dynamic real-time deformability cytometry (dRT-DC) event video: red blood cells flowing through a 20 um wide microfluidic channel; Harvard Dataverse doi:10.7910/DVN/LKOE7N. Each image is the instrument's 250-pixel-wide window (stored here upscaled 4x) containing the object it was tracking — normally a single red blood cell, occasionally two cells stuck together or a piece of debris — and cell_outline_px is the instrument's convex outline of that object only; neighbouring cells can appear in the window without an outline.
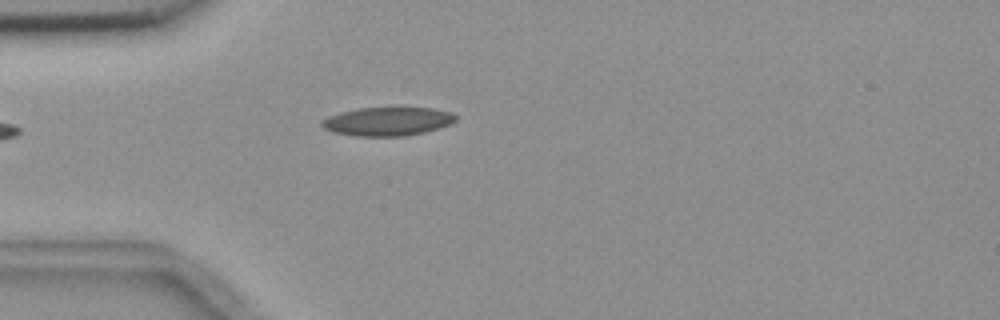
{"species": "common noctule bat (a hibernating species)", "species_latin": "Nyctalus noctula", "temperature_condition": "room temperature", "stored_images_in_passage": 2, "camera_frame_rate_fps": 3000, "um_per_image_px": 0.085, "animal": {"sex": "female", "body_mass_g": 18.4}, "frame": {"image": 1, "passage_image": 2, "time_ms": 1.0, "image_size_px": [1000, 320], "cell_outline_px": [[456, 120], [452, 124], [440, 128], [424, 132], [404, 136], [356, 136], [332, 132], [324, 128], [320, 124], [324, 120], [340, 112], [360, 108], [432, 108], [452, 112], [456, 116]], "centroid_in_image_um": [32.99, 10.33], "position_along_channel_um": 52.0, "area_um2": 22.2}}